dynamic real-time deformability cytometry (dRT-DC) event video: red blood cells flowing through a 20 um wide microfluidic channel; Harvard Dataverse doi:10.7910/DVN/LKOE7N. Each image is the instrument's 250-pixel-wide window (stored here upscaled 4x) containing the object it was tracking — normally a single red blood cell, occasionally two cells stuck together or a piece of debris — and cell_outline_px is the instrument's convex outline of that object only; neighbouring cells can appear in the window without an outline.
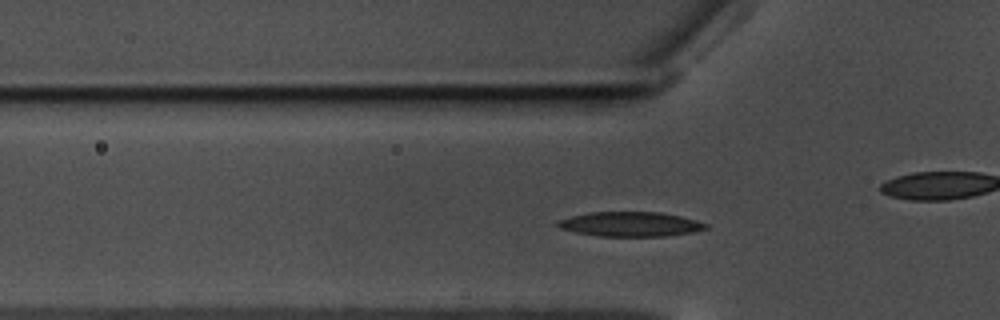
{"species": "common noctule bat (a hibernating species)", "species_latin": "Nyctalus noctula", "temperature_condition": "warm", "stored_images_in_passage": 42, "camera_frame_rate_fps": 3000, "um_per_image_px": 0.085, "animal": {"sex": "male", "body_mass_g": 17.5, "forearm_length_mm": 52.3}, "frame": {"image": 1, "passage_image": 11, "time_ms": 3.333, "image_size_px": [1000, 320], "cell_outline_px": [[708, 228], [692, 232], [668, 236], [596, 236], [576, 232], [560, 228], [556, 224], [556, 220], [588, 212], [660, 212], [680, 216], [696, 220], [708, 224]], "centroid_in_image_um": [53.57, 19.05], "position_along_channel_um": 72.2, "area_um2": 21.27}}
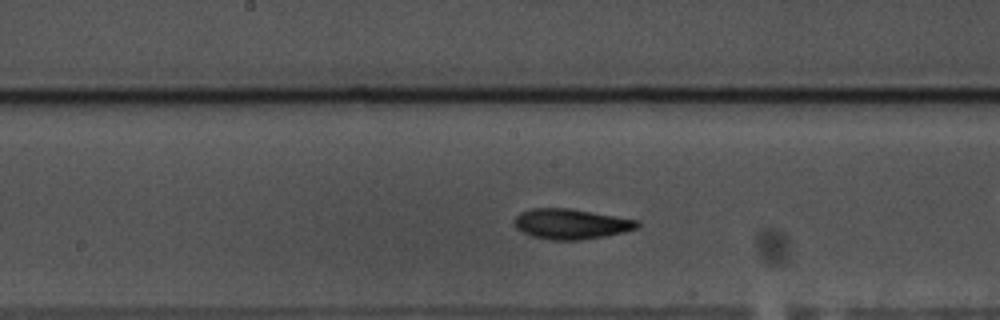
{"frame": {"image": 2, "passage_image": 22, "time_ms": 7.0, "image_size_px": [1000, 320], "cell_outline_px": [[640, 224], [636, 228], [624, 232], [604, 236], [580, 240], [548, 240], [532, 236], [516, 228], [512, 220], [520, 212], [532, 208], [568, 208], [592, 212], [636, 220]], "centroid_in_image_um": [48.48, 19.04], "position_along_channel_um": 199.7, "area_um2": 21.56}}
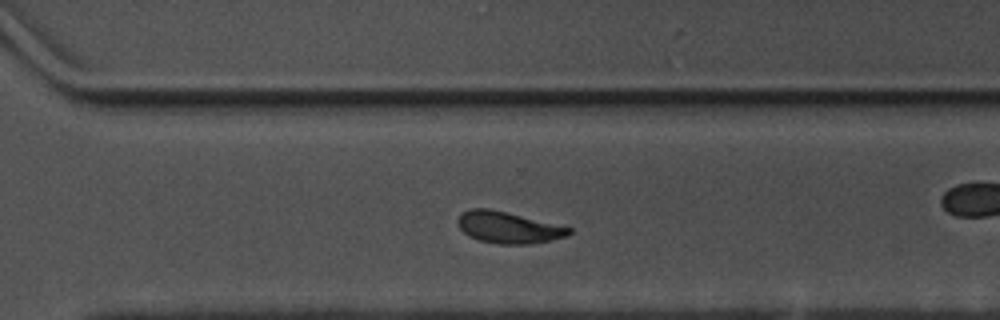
{"frame": {"image": 3, "passage_image": 33, "time_ms": 10.667, "image_size_px": [1000, 320], "cell_outline_px": [[572, 232], [568, 236], [528, 244], [500, 244], [480, 240], [468, 236], [456, 224], [456, 220], [464, 212], [472, 208], [488, 208], [572, 228]], "centroid_in_image_um": [43.18, 19.34], "position_along_channel_um": 327.4, "area_um2": 20.06}, "authors_computed_cell_mechanics": {"area_um2": 20.808, "velocity_mm_per_s": 3.4848, "shape_relaxation_time_tau1_ms": 3.3174, "shape_relaxation_time_tau2_ms": 3.7094, "deformation_change_tau1": 0.1386, "deformation_change_tau2": 0.108}}